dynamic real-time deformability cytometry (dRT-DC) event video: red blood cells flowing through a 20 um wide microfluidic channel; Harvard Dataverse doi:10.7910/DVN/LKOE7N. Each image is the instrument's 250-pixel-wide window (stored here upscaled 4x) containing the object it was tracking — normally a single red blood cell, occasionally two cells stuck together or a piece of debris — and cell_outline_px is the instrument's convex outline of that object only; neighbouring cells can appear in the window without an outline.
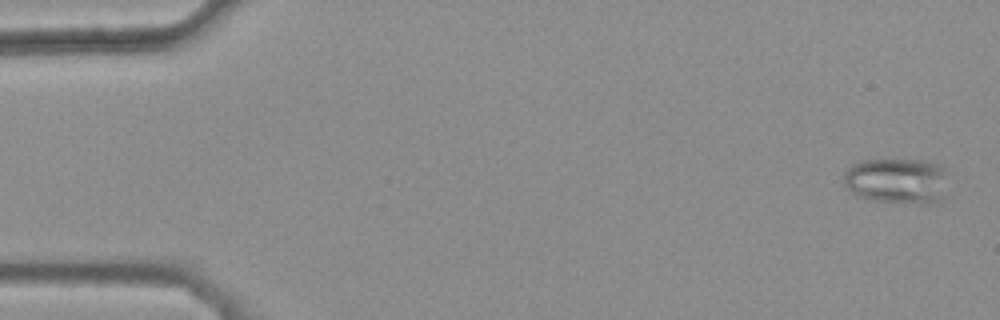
{"species": "common noctule bat (a hibernating species)", "species_latin": "Nyctalus noctula", "temperature_condition": "warm", "stored_images_in_passage": 46, "camera_frame_rate_fps": 3000, "um_per_image_px": 0.085, "animal": {"sex": "female", "body_mass_g": 25.1}, "frame": {"image": 1, "passage_image": 2, "time_ms": 0.333, "image_size_px": [1000, 320], "cell_outline_px": [[944, 172], [940, 200], [928, 204], [924, 204], [872, 200], [860, 196], [852, 192], [844, 184], [844, 172], [852, 164], [860, 160], [928, 160], [944, 168]], "centroid_in_image_um": [76.17, 15.35], "position_along_channel_um": 8.8, "area_um2": 27.28}}
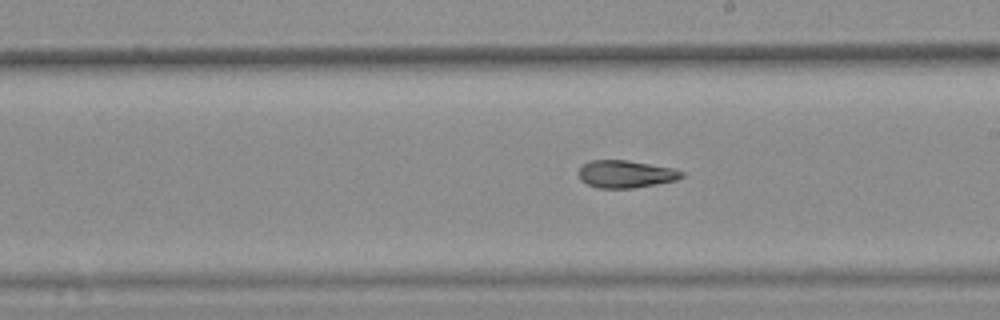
{"frame": {"image": 2, "passage_image": 30, "time_ms": 9.667, "image_size_px": [1000, 320], "cell_outline_px": [[684, 176], [676, 180], [656, 184], [632, 188], [596, 188], [580, 180], [576, 172], [584, 164], [592, 160], [628, 160], [676, 168], [684, 172]], "centroid_in_image_um": [53.19, 14.79], "position_along_channel_um": 235.8, "area_um2": 16.7}}
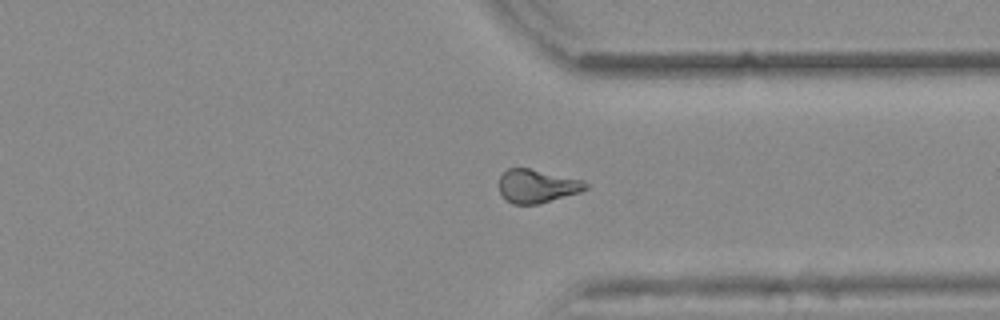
{"frame": {"image": 3, "passage_image": 40, "time_ms": 13.0, "image_size_px": [1000, 320], "cell_outline_px": [[592, 184], [588, 188], [580, 192], [536, 204], [512, 204], [504, 200], [500, 192], [500, 176], [508, 168], [528, 168], [584, 180]], "centroid_in_image_um": [45.67, 15.82], "position_along_channel_um": 365.7, "area_um2": 16.88}, "authors_computed_cell_mechanics": {"area_um2": 17.3111, "velocity_mm_per_s": 3.8941, "shape_relaxation_time_tau1_ms": null, "shape_relaxation_time_tau2_ms": 4.569, "deformation_change_tau1": null, "deformation_change_tau2": 0.1344}}